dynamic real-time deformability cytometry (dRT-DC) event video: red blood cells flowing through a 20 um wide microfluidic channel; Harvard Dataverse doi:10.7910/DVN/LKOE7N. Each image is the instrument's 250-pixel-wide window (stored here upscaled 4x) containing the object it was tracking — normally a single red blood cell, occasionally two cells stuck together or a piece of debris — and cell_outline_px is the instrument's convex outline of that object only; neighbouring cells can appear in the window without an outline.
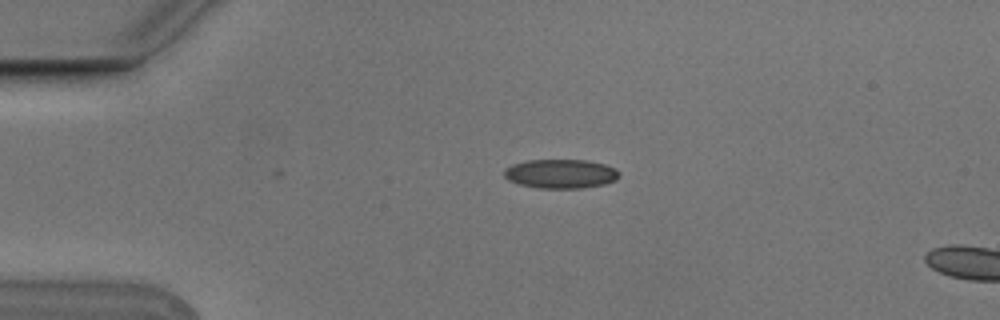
{"species": "Egyptian fruit bat (a non-hibernating species)", "species_latin": "Rousettus aegyptiacus", "temperature_condition": "cold", "stored_images_in_passage": 2, "camera_frame_rate_fps": 3000, "um_per_image_px": 0.085, "animal": {"sex": "male"}, "frame": {"image": 1, "passage_image": 1, "time_ms": 0.0, "image_size_px": [1000, 320], "cell_outline_px": [[620, 176], [616, 180], [604, 184], [580, 188], [540, 188], [520, 184], [508, 180], [504, 176], [504, 168], [512, 164], [528, 160], [584, 160], [604, 164], [616, 168], [620, 172]], "centroid_in_image_um": [47.67, 14.76], "position_along_channel_um": 37.3, "area_um2": 19.54}}